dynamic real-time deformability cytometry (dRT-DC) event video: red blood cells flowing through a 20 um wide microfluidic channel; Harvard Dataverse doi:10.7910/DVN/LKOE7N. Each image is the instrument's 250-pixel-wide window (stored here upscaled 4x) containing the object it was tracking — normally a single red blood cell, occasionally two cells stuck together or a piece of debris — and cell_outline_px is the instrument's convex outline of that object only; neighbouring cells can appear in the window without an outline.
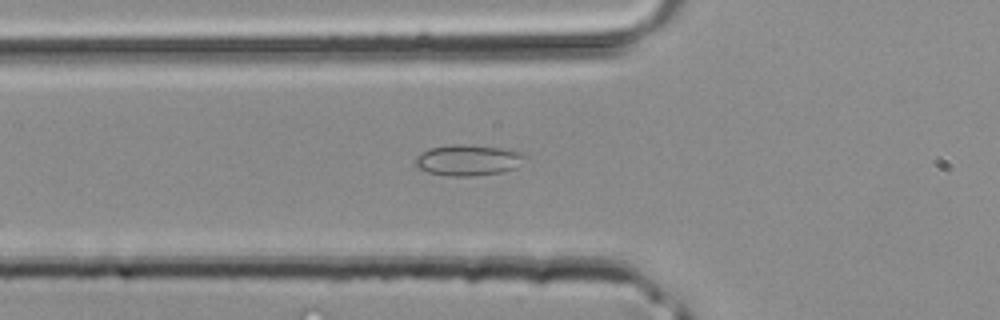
{"species": "common noctule bat (a hibernating species)", "species_latin": "Nyctalus noctula", "temperature_condition": "room temperature", "stored_images_in_passage": 32, "segment_of_instrument_passage": [1, 2], "camera_frame_rate_fps": 3000, "um_per_image_px": 0.085, "animal": {"sex": "male", "body_mass_g": 20.4}, "frame": {"image": 1, "passage_image": 4, "time_ms": 1.0, "image_size_px": [1000, 320], "cell_outline_px": [[528, 156], [516, 168], [500, 172], [472, 176], [444, 176], [428, 172], [416, 168], [416, 156], [428, 148], [452, 144], [464, 144], [504, 148], [520, 152]], "centroid_in_image_um": [39.77, 13.61], "position_along_channel_um": 86.0, "area_um2": 19.94}}
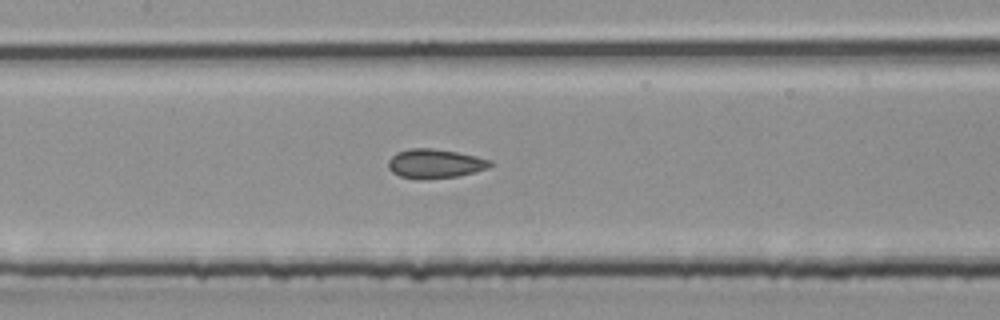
{"frame": {"image": 2, "passage_image": 9, "time_ms": 2.667, "image_size_px": [1000, 320], "cell_outline_px": [[492, 164], [488, 168], [476, 172], [456, 176], [420, 180], [400, 176], [392, 172], [388, 168], [388, 160], [396, 152], [408, 148], [432, 148], [456, 152], [476, 156], [492, 160]], "centroid_in_image_um": [36.95, 13.91], "position_along_channel_um": 170.4, "area_um2": 17.46}}
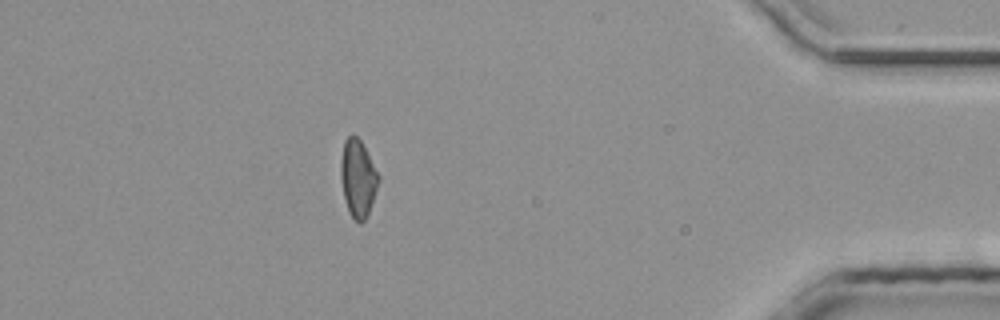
{"frame": {"image": 3, "passage_image": 26, "time_ms": 8.333, "image_size_px": [1000, 320], "cell_outline_px": [[380, 180], [368, 216], [360, 224], [348, 212], [344, 200], [340, 176], [340, 160], [344, 140], [348, 136], [356, 136], [360, 140], [380, 176]], "centroid_in_image_um": [30.41, 15.18], "position_along_channel_um": 404.8, "area_um2": 17.17}}